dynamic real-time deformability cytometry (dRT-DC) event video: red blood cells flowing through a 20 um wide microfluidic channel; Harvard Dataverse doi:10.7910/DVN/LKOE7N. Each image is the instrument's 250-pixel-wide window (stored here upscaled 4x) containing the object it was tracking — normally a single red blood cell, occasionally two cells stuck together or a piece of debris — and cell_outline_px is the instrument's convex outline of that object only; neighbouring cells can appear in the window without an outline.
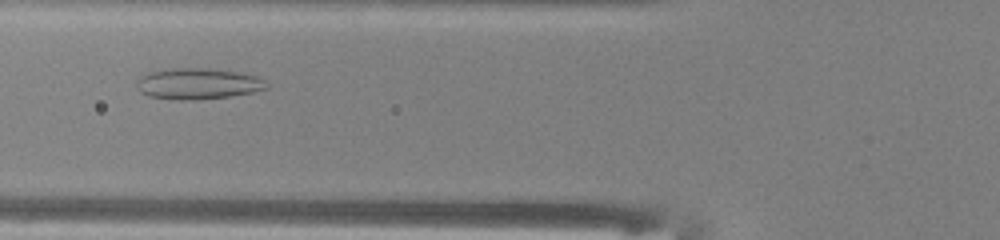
{"species": "common noctule bat (a hibernating species)", "species_latin": "Nyctalus noctula", "temperature_condition": "warm", "stored_images_in_passage": 37, "camera_frame_rate_fps": 3000, "um_per_image_px": 0.085, "animal": {"sex": "male", "body_mass_g": 13.0, "forearm_length_mm": 53.1}, "frame": {"image": 1, "passage_image": 17, "time_ms": 5.333, "image_size_px": [1000, 240], "cell_outline_px": [[268, 88], [252, 92], [228, 96], [184, 100], [176, 100], [148, 96], [140, 92], [136, 84], [136, 80], [148, 72], [172, 68], [208, 68], [240, 72], [256, 76], [264, 80]], "centroid_in_image_um": [16.79, 7.1], "position_along_channel_um": 109.0, "area_um2": 23.35}}
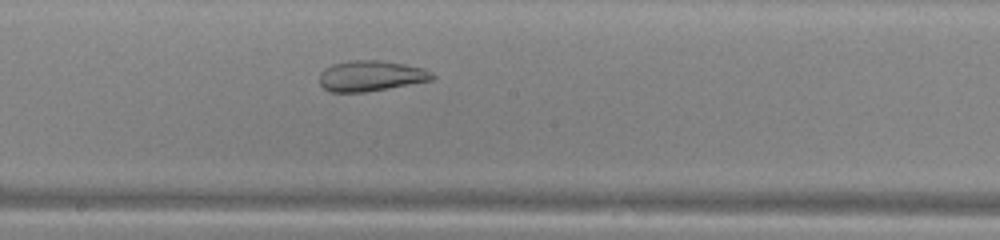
{"frame": {"image": 2, "passage_image": 25, "time_ms": 8.0, "image_size_px": [1000, 240], "cell_outline_px": [[436, 76], [432, 80], [388, 88], [364, 92], [332, 92], [324, 88], [320, 84], [320, 72], [324, 68], [332, 64], [348, 60], [376, 60], [404, 64], [424, 68], [432, 72]], "centroid_in_image_um": [31.51, 6.44], "position_along_channel_um": 216.7, "area_um2": 20.11}}
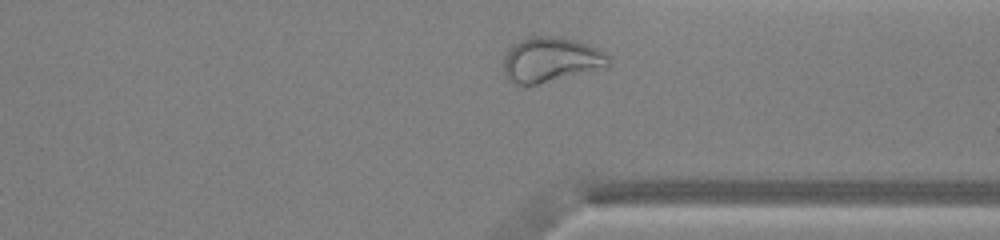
{"frame": {"image": 3, "passage_image": 36, "time_ms": 11.667, "image_size_px": [1000, 240], "cell_outline_px": [[612, 64], [608, 68], [536, 84], [516, 84], [508, 80], [504, 72], [504, 56], [508, 48], [512, 44], [520, 40], [532, 36], [560, 36], [576, 40], [588, 44], [604, 52], [608, 56]], "centroid_in_image_um": [46.85, 5.06], "position_along_channel_um": 364.6, "area_um2": 27.8}, "authors_computed_cell_mechanics": {"area_um2": 25.7788, "velocity_mm_per_s": 4.043, "shape_relaxation_time_tau1_ms": null, "shape_relaxation_time_tau2_ms": 1.2484, "deformation_change_tau1": null, "deformation_change_tau2": 0.0747}}